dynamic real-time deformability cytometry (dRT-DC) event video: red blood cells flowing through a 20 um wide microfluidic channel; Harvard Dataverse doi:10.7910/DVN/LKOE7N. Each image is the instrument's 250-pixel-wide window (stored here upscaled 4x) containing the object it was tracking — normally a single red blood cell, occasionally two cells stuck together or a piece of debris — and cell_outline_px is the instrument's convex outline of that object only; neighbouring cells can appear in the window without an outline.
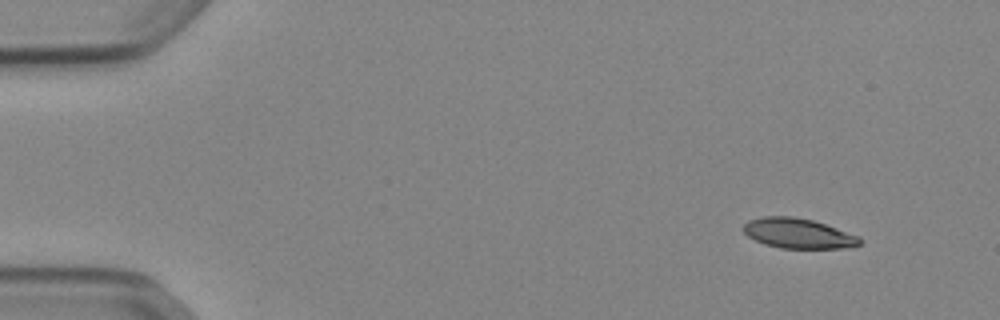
{"species": "Egyptian fruit bat (a non-hibernating species)", "species_latin": "Rousettus aegyptiacus", "temperature_condition": "cold", "stored_images_in_passage": 45, "camera_frame_rate_fps": 3000, "um_per_image_px": 0.085, "animal": {"sex": "female"}, "frame": {"image": 1, "passage_image": 1, "time_ms": 0.0, "image_size_px": [1000, 320], "cell_outline_px": [[860, 244], [844, 248], [780, 248], [764, 244], [748, 236], [740, 228], [748, 220], [764, 216], [792, 216], [812, 220], [860, 236]], "centroid_in_image_um": [67.8, 19.83], "position_along_channel_um": 17.2, "area_um2": 20.29}}
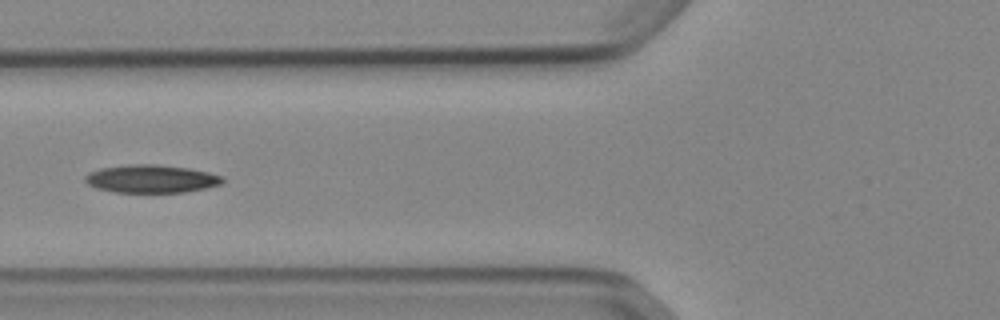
{"frame": {"image": 2, "passage_image": 17, "time_ms": 5.333, "image_size_px": [1000, 320], "cell_outline_px": [[224, 180], [220, 184], [204, 188], [184, 192], [116, 192], [96, 188], [88, 184], [84, 180], [84, 176], [88, 172], [100, 168], [128, 164], [156, 164], [188, 168], [208, 172], [224, 176]], "centroid_in_image_um": [12.83, 15.19], "position_along_channel_um": 113.0, "area_um2": 22.43}}
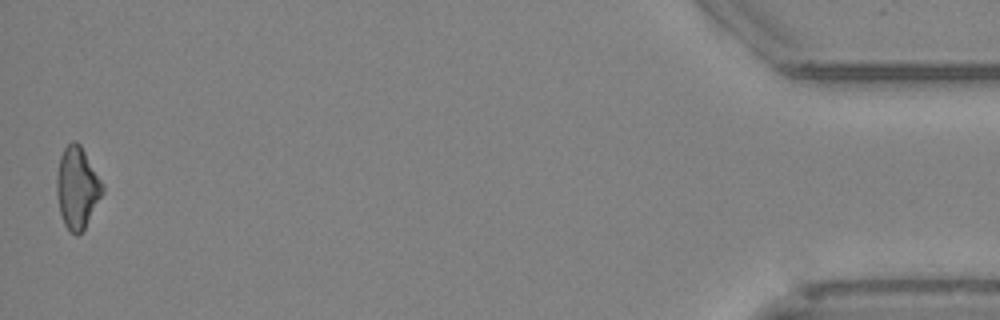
{"frame": {"image": 3, "passage_image": 45, "time_ms": 14.667, "image_size_px": [1000, 320], "cell_outline_px": [[104, 192], [84, 228], [76, 236], [64, 224], [60, 212], [56, 192], [56, 176], [60, 156], [64, 148], [72, 140], [76, 140], [80, 144], [100, 180], [104, 188]], "centroid_in_image_um": [6.54, 15.94], "position_along_channel_um": 428.7, "area_um2": 21.44}}